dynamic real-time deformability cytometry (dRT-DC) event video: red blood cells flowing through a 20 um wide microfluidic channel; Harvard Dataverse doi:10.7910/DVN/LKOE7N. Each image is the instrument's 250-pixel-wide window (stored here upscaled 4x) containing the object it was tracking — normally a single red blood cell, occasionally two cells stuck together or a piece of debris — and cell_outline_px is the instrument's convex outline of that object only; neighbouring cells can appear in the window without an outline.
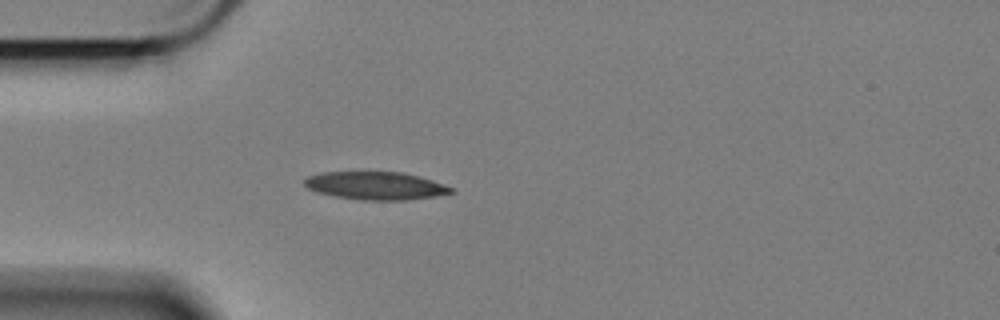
{"species": "Egyptian fruit bat (a non-hibernating species)", "species_latin": "Rousettus aegyptiacus", "temperature_condition": "cold", "stored_images_in_passage": 44, "camera_frame_rate_fps": 3000, "um_per_image_px": 0.085, "animal": {"sex": "female"}, "frame": {"image": 1, "passage_image": 1, "time_ms": 0.0, "image_size_px": [1000, 320], "cell_outline_px": [[456, 192], [432, 196], [404, 200], [360, 200], [336, 196], [316, 192], [308, 188], [304, 184], [304, 180], [308, 176], [320, 172], [400, 172], [432, 180], [452, 188]], "centroid_in_image_um": [31.88, 15.78], "position_along_channel_um": 53.1, "area_um2": 23.58}}
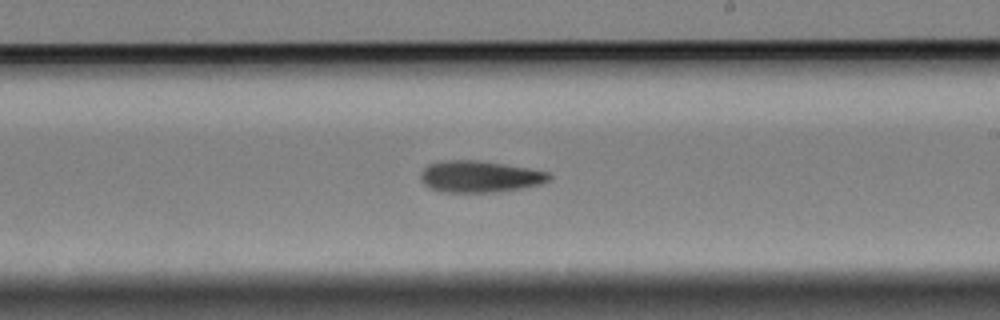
{"frame": {"image": 2, "passage_image": 19, "time_ms": 6.0, "image_size_px": [1000, 320], "cell_outline_px": [[552, 180], [540, 184], [520, 188], [496, 192], [440, 192], [428, 188], [424, 184], [420, 176], [420, 172], [428, 164], [448, 160], [476, 160], [504, 164], [528, 168], [548, 172], [552, 176]], "centroid_in_image_um": [40.76, 15.01], "position_along_channel_um": 248.2, "area_um2": 23.7}}
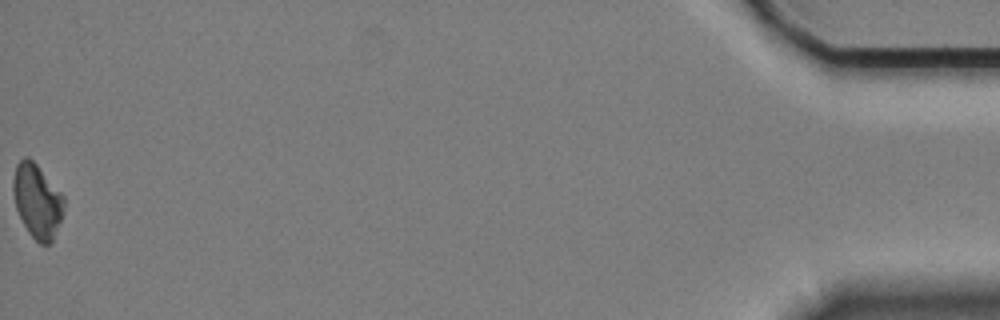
{"frame": {"image": 3, "passage_image": 44, "time_ms": 14.333, "image_size_px": [1000, 320], "cell_outline_px": [[64, 208], [60, 220], [52, 240], [48, 244], [40, 244], [28, 232], [16, 208], [12, 188], [12, 184], [16, 164], [24, 156], [28, 156], [36, 164], [64, 196]], "centroid_in_image_um": [3.15, 17.06], "position_along_channel_um": 432.1, "area_um2": 21.56}}